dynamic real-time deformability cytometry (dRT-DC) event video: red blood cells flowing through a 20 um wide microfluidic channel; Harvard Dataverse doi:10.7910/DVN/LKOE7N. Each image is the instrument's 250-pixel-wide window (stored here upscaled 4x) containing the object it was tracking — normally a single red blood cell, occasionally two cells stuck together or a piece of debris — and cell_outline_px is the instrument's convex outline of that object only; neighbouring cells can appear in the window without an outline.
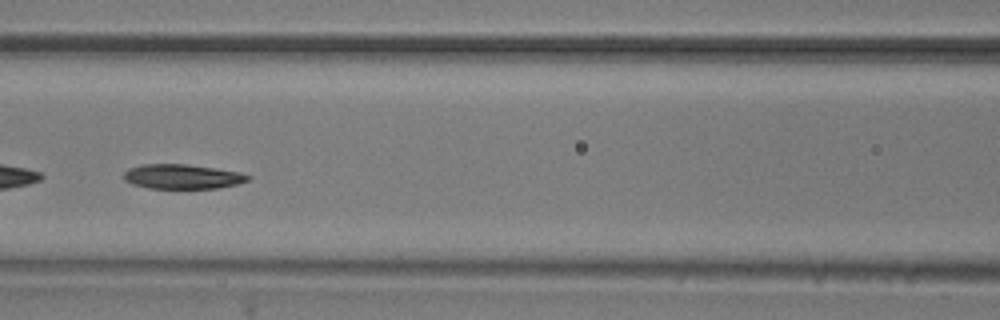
{"species": "common noctule bat (a hibernating species)", "species_latin": "Nyctalus noctula", "temperature_condition": "room temperature", "stored_images_in_passage": 40, "segment_of_instrument_passage": [2, 2], "camera_frame_rate_fps": 3000, "um_per_image_px": 0.085, "animal": {"sex": "male", "body_mass_g": 20.5, "forearm_length_mm": 52.5}, "frame": {"image": 1, "passage_image": 17, "time_ms": 5.333, "image_size_px": [1000, 320], "cell_outline_px": [[252, 176], [248, 180], [236, 184], [216, 188], [148, 188], [132, 184], [124, 180], [124, 172], [128, 168], [140, 164], [184, 164], [240, 172]], "centroid_in_image_um": [15.45, 15.0], "position_along_channel_um": 151.1, "area_um2": 17.69}}
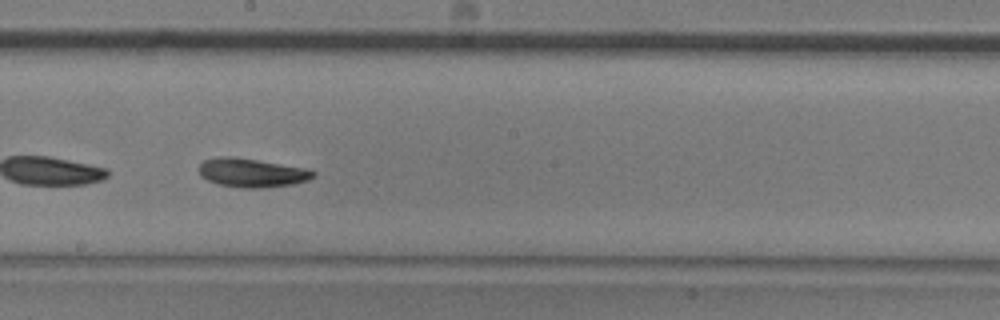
{"frame": {"image": 2, "passage_image": 23, "time_ms": 7.333, "image_size_px": [1000, 320], "cell_outline_px": [[316, 172], [308, 180], [292, 184], [264, 188], [240, 188], [216, 184], [200, 176], [200, 164], [204, 160], [220, 156], [232, 156], [308, 168]], "centroid_in_image_um": [21.39, 14.69], "position_along_channel_um": 226.8, "area_um2": 19.25}}
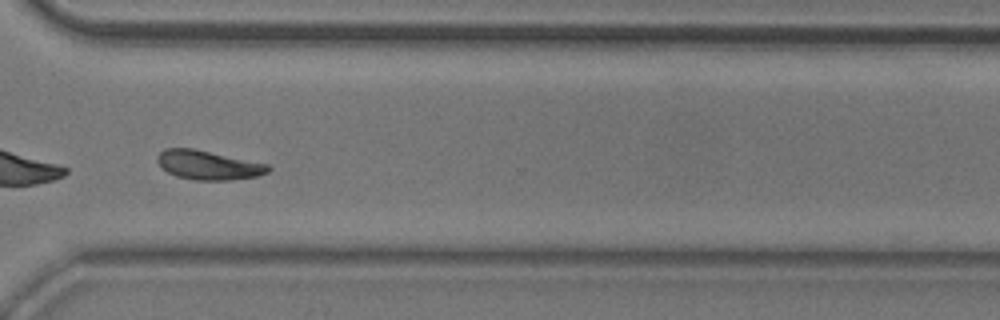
{"frame": {"image": 3, "passage_image": 33, "time_ms": 10.667, "image_size_px": [1000, 320], "cell_outline_px": [[272, 168], [268, 172], [256, 176], [232, 180], [196, 180], [176, 176], [160, 168], [156, 160], [156, 156], [164, 148], [192, 148], [268, 164]], "centroid_in_image_um": [17.66, 14.03], "position_along_channel_um": 352.9, "area_um2": 18.84}}